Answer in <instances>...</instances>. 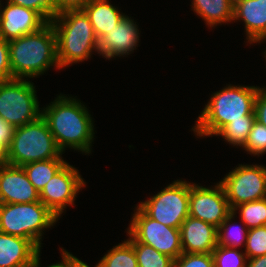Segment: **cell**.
Returning <instances> with one entry per match:
<instances>
[{"label":"cell","instance_id":"9a60e30c","mask_svg":"<svg viewBox=\"0 0 266 267\" xmlns=\"http://www.w3.org/2000/svg\"><path fill=\"white\" fill-rule=\"evenodd\" d=\"M40 201L39 192L29 181L22 166L7 164L0 168V203Z\"/></svg>","mask_w":266,"mask_h":267},{"label":"cell","instance_id":"2e32d148","mask_svg":"<svg viewBox=\"0 0 266 267\" xmlns=\"http://www.w3.org/2000/svg\"><path fill=\"white\" fill-rule=\"evenodd\" d=\"M183 253H212L217 247V228L188 216L180 227Z\"/></svg>","mask_w":266,"mask_h":267},{"label":"cell","instance_id":"484cf974","mask_svg":"<svg viewBox=\"0 0 266 267\" xmlns=\"http://www.w3.org/2000/svg\"><path fill=\"white\" fill-rule=\"evenodd\" d=\"M232 211L240 212L241 222L248 229L266 225V198L239 204Z\"/></svg>","mask_w":266,"mask_h":267},{"label":"cell","instance_id":"4fadbf2b","mask_svg":"<svg viewBox=\"0 0 266 267\" xmlns=\"http://www.w3.org/2000/svg\"><path fill=\"white\" fill-rule=\"evenodd\" d=\"M138 25L128 15L98 40V52L106 59L125 57L136 50L139 43Z\"/></svg>","mask_w":266,"mask_h":267},{"label":"cell","instance_id":"cb8c5ba5","mask_svg":"<svg viewBox=\"0 0 266 267\" xmlns=\"http://www.w3.org/2000/svg\"><path fill=\"white\" fill-rule=\"evenodd\" d=\"M127 234L134 248L138 267H173L174 259L151 246L137 242L129 233Z\"/></svg>","mask_w":266,"mask_h":267},{"label":"cell","instance_id":"603a6c76","mask_svg":"<svg viewBox=\"0 0 266 267\" xmlns=\"http://www.w3.org/2000/svg\"><path fill=\"white\" fill-rule=\"evenodd\" d=\"M95 267H138L131 242L127 239L108 250Z\"/></svg>","mask_w":266,"mask_h":267},{"label":"cell","instance_id":"5b68a950","mask_svg":"<svg viewBox=\"0 0 266 267\" xmlns=\"http://www.w3.org/2000/svg\"><path fill=\"white\" fill-rule=\"evenodd\" d=\"M59 218L41 201L32 203H0V232L31 240L41 249L45 229Z\"/></svg>","mask_w":266,"mask_h":267},{"label":"cell","instance_id":"44dd1931","mask_svg":"<svg viewBox=\"0 0 266 267\" xmlns=\"http://www.w3.org/2000/svg\"><path fill=\"white\" fill-rule=\"evenodd\" d=\"M63 157L27 163L22 166L29 181L40 193L46 183L66 164Z\"/></svg>","mask_w":266,"mask_h":267},{"label":"cell","instance_id":"f1b7e54d","mask_svg":"<svg viewBox=\"0 0 266 267\" xmlns=\"http://www.w3.org/2000/svg\"><path fill=\"white\" fill-rule=\"evenodd\" d=\"M244 251L248 259L266 255V225L248 230Z\"/></svg>","mask_w":266,"mask_h":267},{"label":"cell","instance_id":"e575fe53","mask_svg":"<svg viewBox=\"0 0 266 267\" xmlns=\"http://www.w3.org/2000/svg\"><path fill=\"white\" fill-rule=\"evenodd\" d=\"M255 120L266 126V89L261 87L254 102Z\"/></svg>","mask_w":266,"mask_h":267},{"label":"cell","instance_id":"4dcf8cb0","mask_svg":"<svg viewBox=\"0 0 266 267\" xmlns=\"http://www.w3.org/2000/svg\"><path fill=\"white\" fill-rule=\"evenodd\" d=\"M5 3L23 6L36 11L46 22L54 17L53 6L50 0H6Z\"/></svg>","mask_w":266,"mask_h":267},{"label":"cell","instance_id":"83f0119b","mask_svg":"<svg viewBox=\"0 0 266 267\" xmlns=\"http://www.w3.org/2000/svg\"><path fill=\"white\" fill-rule=\"evenodd\" d=\"M243 150L250 155H263L266 153V126L259 123L258 121H254L251 131L249 132L248 138L244 146Z\"/></svg>","mask_w":266,"mask_h":267},{"label":"cell","instance_id":"30bf717a","mask_svg":"<svg viewBox=\"0 0 266 267\" xmlns=\"http://www.w3.org/2000/svg\"><path fill=\"white\" fill-rule=\"evenodd\" d=\"M231 209L242 203L266 198V167L239 164L219 181Z\"/></svg>","mask_w":266,"mask_h":267},{"label":"cell","instance_id":"d4e9b609","mask_svg":"<svg viewBox=\"0 0 266 267\" xmlns=\"http://www.w3.org/2000/svg\"><path fill=\"white\" fill-rule=\"evenodd\" d=\"M254 121L255 115L244 116L243 120L231 121L224 125L215 136H222L224 141L230 145L243 147Z\"/></svg>","mask_w":266,"mask_h":267},{"label":"cell","instance_id":"7a4b0ae2","mask_svg":"<svg viewBox=\"0 0 266 267\" xmlns=\"http://www.w3.org/2000/svg\"><path fill=\"white\" fill-rule=\"evenodd\" d=\"M12 79L34 78L50 67L60 69L56 34L51 22L33 33L8 41Z\"/></svg>","mask_w":266,"mask_h":267},{"label":"cell","instance_id":"52a82bcc","mask_svg":"<svg viewBox=\"0 0 266 267\" xmlns=\"http://www.w3.org/2000/svg\"><path fill=\"white\" fill-rule=\"evenodd\" d=\"M36 91L27 79L0 82V117L15 128L36 121L42 115Z\"/></svg>","mask_w":266,"mask_h":267},{"label":"cell","instance_id":"8fae6325","mask_svg":"<svg viewBox=\"0 0 266 267\" xmlns=\"http://www.w3.org/2000/svg\"><path fill=\"white\" fill-rule=\"evenodd\" d=\"M78 171L67 162L39 193L40 201L58 218L67 206H74L78 192L86 185Z\"/></svg>","mask_w":266,"mask_h":267},{"label":"cell","instance_id":"6da1fadb","mask_svg":"<svg viewBox=\"0 0 266 267\" xmlns=\"http://www.w3.org/2000/svg\"><path fill=\"white\" fill-rule=\"evenodd\" d=\"M42 117L46 120L58 148H66L91 154L94 137V122L86 106L76 97L60 94L46 107L42 108Z\"/></svg>","mask_w":266,"mask_h":267},{"label":"cell","instance_id":"4316f807","mask_svg":"<svg viewBox=\"0 0 266 267\" xmlns=\"http://www.w3.org/2000/svg\"><path fill=\"white\" fill-rule=\"evenodd\" d=\"M215 267H246L247 256L240 249L218 246L212 252Z\"/></svg>","mask_w":266,"mask_h":267},{"label":"cell","instance_id":"7c38bea8","mask_svg":"<svg viewBox=\"0 0 266 267\" xmlns=\"http://www.w3.org/2000/svg\"><path fill=\"white\" fill-rule=\"evenodd\" d=\"M232 212L220 182L209 188L190 183L189 216L218 228Z\"/></svg>","mask_w":266,"mask_h":267},{"label":"cell","instance_id":"ac0fdd59","mask_svg":"<svg viewBox=\"0 0 266 267\" xmlns=\"http://www.w3.org/2000/svg\"><path fill=\"white\" fill-rule=\"evenodd\" d=\"M39 252L31 240L0 232V267H28Z\"/></svg>","mask_w":266,"mask_h":267},{"label":"cell","instance_id":"d6a6232c","mask_svg":"<svg viewBox=\"0 0 266 267\" xmlns=\"http://www.w3.org/2000/svg\"><path fill=\"white\" fill-rule=\"evenodd\" d=\"M61 257L62 260L61 262L59 261L58 263L51 264L47 267H77L82 261L75 257L72 253L66 251L65 249H61ZM40 252L34 257L32 262L28 267H41L40 266Z\"/></svg>","mask_w":266,"mask_h":267},{"label":"cell","instance_id":"5bb4252c","mask_svg":"<svg viewBox=\"0 0 266 267\" xmlns=\"http://www.w3.org/2000/svg\"><path fill=\"white\" fill-rule=\"evenodd\" d=\"M1 4L0 36L4 40H12L38 31L47 22L34 10L12 3ZM3 7V8H2Z\"/></svg>","mask_w":266,"mask_h":267},{"label":"cell","instance_id":"3957f363","mask_svg":"<svg viewBox=\"0 0 266 267\" xmlns=\"http://www.w3.org/2000/svg\"><path fill=\"white\" fill-rule=\"evenodd\" d=\"M257 86L228 84L214 92L201 114L195 121L192 131L196 136H214L224 125L231 121L243 120L244 116L255 115L254 102Z\"/></svg>","mask_w":266,"mask_h":267},{"label":"cell","instance_id":"ba28073f","mask_svg":"<svg viewBox=\"0 0 266 267\" xmlns=\"http://www.w3.org/2000/svg\"><path fill=\"white\" fill-rule=\"evenodd\" d=\"M190 182L174 180L157 194L138 206L152 219L180 229L189 216Z\"/></svg>","mask_w":266,"mask_h":267},{"label":"cell","instance_id":"8992f818","mask_svg":"<svg viewBox=\"0 0 266 267\" xmlns=\"http://www.w3.org/2000/svg\"><path fill=\"white\" fill-rule=\"evenodd\" d=\"M46 120L40 116L36 121L16 127L8 147V163L23 166L27 163L62 157Z\"/></svg>","mask_w":266,"mask_h":267},{"label":"cell","instance_id":"d6986e66","mask_svg":"<svg viewBox=\"0 0 266 267\" xmlns=\"http://www.w3.org/2000/svg\"><path fill=\"white\" fill-rule=\"evenodd\" d=\"M82 10L88 16L98 40L125 16L109 0H91Z\"/></svg>","mask_w":266,"mask_h":267},{"label":"cell","instance_id":"8d00e7d4","mask_svg":"<svg viewBox=\"0 0 266 267\" xmlns=\"http://www.w3.org/2000/svg\"><path fill=\"white\" fill-rule=\"evenodd\" d=\"M246 267H266V255L248 259Z\"/></svg>","mask_w":266,"mask_h":267},{"label":"cell","instance_id":"277c9868","mask_svg":"<svg viewBox=\"0 0 266 267\" xmlns=\"http://www.w3.org/2000/svg\"><path fill=\"white\" fill-rule=\"evenodd\" d=\"M56 34L57 61L60 69L91 58L98 52V39L83 10L59 13L50 21Z\"/></svg>","mask_w":266,"mask_h":267},{"label":"cell","instance_id":"f546056e","mask_svg":"<svg viewBox=\"0 0 266 267\" xmlns=\"http://www.w3.org/2000/svg\"><path fill=\"white\" fill-rule=\"evenodd\" d=\"M173 267H215L212 253H182Z\"/></svg>","mask_w":266,"mask_h":267},{"label":"cell","instance_id":"d590c367","mask_svg":"<svg viewBox=\"0 0 266 267\" xmlns=\"http://www.w3.org/2000/svg\"><path fill=\"white\" fill-rule=\"evenodd\" d=\"M15 127L0 117V138L2 143L8 148L11 144Z\"/></svg>","mask_w":266,"mask_h":267},{"label":"cell","instance_id":"9c48e42d","mask_svg":"<svg viewBox=\"0 0 266 267\" xmlns=\"http://www.w3.org/2000/svg\"><path fill=\"white\" fill-rule=\"evenodd\" d=\"M126 232L137 242L151 246L174 260L183 253L180 229L150 218L138 205Z\"/></svg>","mask_w":266,"mask_h":267},{"label":"cell","instance_id":"1f68e13d","mask_svg":"<svg viewBox=\"0 0 266 267\" xmlns=\"http://www.w3.org/2000/svg\"><path fill=\"white\" fill-rule=\"evenodd\" d=\"M12 79L8 41L0 36V82Z\"/></svg>","mask_w":266,"mask_h":267},{"label":"cell","instance_id":"836d02e7","mask_svg":"<svg viewBox=\"0 0 266 267\" xmlns=\"http://www.w3.org/2000/svg\"><path fill=\"white\" fill-rule=\"evenodd\" d=\"M54 16L68 10H82L91 0H50Z\"/></svg>","mask_w":266,"mask_h":267},{"label":"cell","instance_id":"ab89813d","mask_svg":"<svg viewBox=\"0 0 266 267\" xmlns=\"http://www.w3.org/2000/svg\"><path fill=\"white\" fill-rule=\"evenodd\" d=\"M264 56H265V60H266V50H265V52H264ZM263 88H265V89H266V87H263Z\"/></svg>","mask_w":266,"mask_h":267},{"label":"cell","instance_id":"7402d4cb","mask_svg":"<svg viewBox=\"0 0 266 267\" xmlns=\"http://www.w3.org/2000/svg\"><path fill=\"white\" fill-rule=\"evenodd\" d=\"M235 217H237L236 213H230L229 216L217 228L218 246L236 249H240L243 246L245 247L249 229L243 222H241L243 227L237 224L234 226L232 221L235 220Z\"/></svg>","mask_w":266,"mask_h":267},{"label":"cell","instance_id":"74e56055","mask_svg":"<svg viewBox=\"0 0 266 267\" xmlns=\"http://www.w3.org/2000/svg\"><path fill=\"white\" fill-rule=\"evenodd\" d=\"M9 164L8 163V148L2 143L0 138V168Z\"/></svg>","mask_w":266,"mask_h":267},{"label":"cell","instance_id":"e0dca14e","mask_svg":"<svg viewBox=\"0 0 266 267\" xmlns=\"http://www.w3.org/2000/svg\"><path fill=\"white\" fill-rule=\"evenodd\" d=\"M243 21L247 43L266 40V0H234L233 21Z\"/></svg>","mask_w":266,"mask_h":267},{"label":"cell","instance_id":"f35d334b","mask_svg":"<svg viewBox=\"0 0 266 267\" xmlns=\"http://www.w3.org/2000/svg\"><path fill=\"white\" fill-rule=\"evenodd\" d=\"M77 267H90V266L87 265V263L82 261Z\"/></svg>","mask_w":266,"mask_h":267},{"label":"cell","instance_id":"ffe728a7","mask_svg":"<svg viewBox=\"0 0 266 267\" xmlns=\"http://www.w3.org/2000/svg\"><path fill=\"white\" fill-rule=\"evenodd\" d=\"M191 8L209 27L231 23L234 17V0H192Z\"/></svg>","mask_w":266,"mask_h":267}]
</instances>
